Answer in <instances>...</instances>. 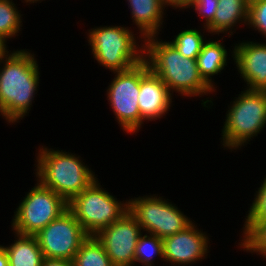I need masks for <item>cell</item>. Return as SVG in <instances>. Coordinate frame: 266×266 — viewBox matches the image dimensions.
I'll return each mask as SVG.
<instances>
[{
	"label": "cell",
	"mask_w": 266,
	"mask_h": 266,
	"mask_svg": "<svg viewBox=\"0 0 266 266\" xmlns=\"http://www.w3.org/2000/svg\"><path fill=\"white\" fill-rule=\"evenodd\" d=\"M256 193L245 221H266V177Z\"/></svg>",
	"instance_id": "cell-25"
},
{
	"label": "cell",
	"mask_w": 266,
	"mask_h": 266,
	"mask_svg": "<svg viewBox=\"0 0 266 266\" xmlns=\"http://www.w3.org/2000/svg\"><path fill=\"white\" fill-rule=\"evenodd\" d=\"M163 199L150 195L127 200L129 212L141 229L162 239L183 231L192 223L174 204Z\"/></svg>",
	"instance_id": "cell-9"
},
{
	"label": "cell",
	"mask_w": 266,
	"mask_h": 266,
	"mask_svg": "<svg viewBox=\"0 0 266 266\" xmlns=\"http://www.w3.org/2000/svg\"><path fill=\"white\" fill-rule=\"evenodd\" d=\"M194 1L195 0H165L166 6H171L173 9L179 8V10L190 8Z\"/></svg>",
	"instance_id": "cell-27"
},
{
	"label": "cell",
	"mask_w": 266,
	"mask_h": 266,
	"mask_svg": "<svg viewBox=\"0 0 266 266\" xmlns=\"http://www.w3.org/2000/svg\"><path fill=\"white\" fill-rule=\"evenodd\" d=\"M222 44L219 40H206L196 59L201 77L213 90L215 84L211 76L221 73L227 65L228 53Z\"/></svg>",
	"instance_id": "cell-18"
},
{
	"label": "cell",
	"mask_w": 266,
	"mask_h": 266,
	"mask_svg": "<svg viewBox=\"0 0 266 266\" xmlns=\"http://www.w3.org/2000/svg\"><path fill=\"white\" fill-rule=\"evenodd\" d=\"M209 239L206 233L201 232L192 222L183 231L163 239L164 261L171 266H186L206 258Z\"/></svg>",
	"instance_id": "cell-12"
},
{
	"label": "cell",
	"mask_w": 266,
	"mask_h": 266,
	"mask_svg": "<svg viewBox=\"0 0 266 266\" xmlns=\"http://www.w3.org/2000/svg\"><path fill=\"white\" fill-rule=\"evenodd\" d=\"M26 3H36V2H38V1H42V0H24Z\"/></svg>",
	"instance_id": "cell-31"
},
{
	"label": "cell",
	"mask_w": 266,
	"mask_h": 266,
	"mask_svg": "<svg viewBox=\"0 0 266 266\" xmlns=\"http://www.w3.org/2000/svg\"><path fill=\"white\" fill-rule=\"evenodd\" d=\"M131 10V19L140 30V36L158 35L159 28L163 25V11L166 6L165 0H127ZM130 3V4H129Z\"/></svg>",
	"instance_id": "cell-15"
},
{
	"label": "cell",
	"mask_w": 266,
	"mask_h": 266,
	"mask_svg": "<svg viewBox=\"0 0 266 266\" xmlns=\"http://www.w3.org/2000/svg\"><path fill=\"white\" fill-rule=\"evenodd\" d=\"M44 258L73 261L89 237L72 212L67 209L35 235Z\"/></svg>",
	"instance_id": "cell-10"
},
{
	"label": "cell",
	"mask_w": 266,
	"mask_h": 266,
	"mask_svg": "<svg viewBox=\"0 0 266 266\" xmlns=\"http://www.w3.org/2000/svg\"><path fill=\"white\" fill-rule=\"evenodd\" d=\"M42 266H74L73 261L65 259H49L44 258Z\"/></svg>",
	"instance_id": "cell-28"
},
{
	"label": "cell",
	"mask_w": 266,
	"mask_h": 266,
	"mask_svg": "<svg viewBox=\"0 0 266 266\" xmlns=\"http://www.w3.org/2000/svg\"><path fill=\"white\" fill-rule=\"evenodd\" d=\"M233 59L248 90L266 91V43L245 41L236 44Z\"/></svg>",
	"instance_id": "cell-13"
},
{
	"label": "cell",
	"mask_w": 266,
	"mask_h": 266,
	"mask_svg": "<svg viewBox=\"0 0 266 266\" xmlns=\"http://www.w3.org/2000/svg\"><path fill=\"white\" fill-rule=\"evenodd\" d=\"M248 17L249 0H218L213 22L205 30L211 34L219 35L228 32L229 35H232L234 31L231 30L238 23L248 24Z\"/></svg>",
	"instance_id": "cell-16"
},
{
	"label": "cell",
	"mask_w": 266,
	"mask_h": 266,
	"mask_svg": "<svg viewBox=\"0 0 266 266\" xmlns=\"http://www.w3.org/2000/svg\"><path fill=\"white\" fill-rule=\"evenodd\" d=\"M12 1L0 0V37L4 41L16 36L22 27V15Z\"/></svg>",
	"instance_id": "cell-22"
},
{
	"label": "cell",
	"mask_w": 266,
	"mask_h": 266,
	"mask_svg": "<svg viewBox=\"0 0 266 266\" xmlns=\"http://www.w3.org/2000/svg\"><path fill=\"white\" fill-rule=\"evenodd\" d=\"M23 198L12 219V230L23 235H36L68 209V202L38 180Z\"/></svg>",
	"instance_id": "cell-8"
},
{
	"label": "cell",
	"mask_w": 266,
	"mask_h": 266,
	"mask_svg": "<svg viewBox=\"0 0 266 266\" xmlns=\"http://www.w3.org/2000/svg\"><path fill=\"white\" fill-rule=\"evenodd\" d=\"M0 266H9L8 255L2 245H0Z\"/></svg>",
	"instance_id": "cell-29"
},
{
	"label": "cell",
	"mask_w": 266,
	"mask_h": 266,
	"mask_svg": "<svg viewBox=\"0 0 266 266\" xmlns=\"http://www.w3.org/2000/svg\"><path fill=\"white\" fill-rule=\"evenodd\" d=\"M1 63L0 113L8 123H15L31 109L40 72L34 54L24 49L8 52Z\"/></svg>",
	"instance_id": "cell-1"
},
{
	"label": "cell",
	"mask_w": 266,
	"mask_h": 266,
	"mask_svg": "<svg viewBox=\"0 0 266 266\" xmlns=\"http://www.w3.org/2000/svg\"><path fill=\"white\" fill-rule=\"evenodd\" d=\"M74 266H113L103 244L96 236H89L73 259Z\"/></svg>",
	"instance_id": "cell-19"
},
{
	"label": "cell",
	"mask_w": 266,
	"mask_h": 266,
	"mask_svg": "<svg viewBox=\"0 0 266 266\" xmlns=\"http://www.w3.org/2000/svg\"><path fill=\"white\" fill-rule=\"evenodd\" d=\"M240 247L266 258V221H245Z\"/></svg>",
	"instance_id": "cell-20"
},
{
	"label": "cell",
	"mask_w": 266,
	"mask_h": 266,
	"mask_svg": "<svg viewBox=\"0 0 266 266\" xmlns=\"http://www.w3.org/2000/svg\"><path fill=\"white\" fill-rule=\"evenodd\" d=\"M97 179L68 202V209L89 236H96L129 211V203L117 201Z\"/></svg>",
	"instance_id": "cell-6"
},
{
	"label": "cell",
	"mask_w": 266,
	"mask_h": 266,
	"mask_svg": "<svg viewBox=\"0 0 266 266\" xmlns=\"http://www.w3.org/2000/svg\"><path fill=\"white\" fill-rule=\"evenodd\" d=\"M159 256L164 261L163 239L149 233L138 237L134 255V266L136 262L143 266H153L154 257Z\"/></svg>",
	"instance_id": "cell-21"
},
{
	"label": "cell",
	"mask_w": 266,
	"mask_h": 266,
	"mask_svg": "<svg viewBox=\"0 0 266 266\" xmlns=\"http://www.w3.org/2000/svg\"><path fill=\"white\" fill-rule=\"evenodd\" d=\"M150 71L145 60L124 71L113 72L114 79L107 89V98L123 131L137 133L144 119L141 117L138 96L140 80Z\"/></svg>",
	"instance_id": "cell-7"
},
{
	"label": "cell",
	"mask_w": 266,
	"mask_h": 266,
	"mask_svg": "<svg viewBox=\"0 0 266 266\" xmlns=\"http://www.w3.org/2000/svg\"><path fill=\"white\" fill-rule=\"evenodd\" d=\"M172 96L166 84L149 71L140 80L138 106L141 117L146 121H155L163 117L171 107Z\"/></svg>",
	"instance_id": "cell-14"
},
{
	"label": "cell",
	"mask_w": 266,
	"mask_h": 266,
	"mask_svg": "<svg viewBox=\"0 0 266 266\" xmlns=\"http://www.w3.org/2000/svg\"><path fill=\"white\" fill-rule=\"evenodd\" d=\"M144 41V60L150 71L158 76L173 91L184 97L204 96L215 92L201 77L197 60L184 57L168 41L157 40L156 35Z\"/></svg>",
	"instance_id": "cell-2"
},
{
	"label": "cell",
	"mask_w": 266,
	"mask_h": 266,
	"mask_svg": "<svg viewBox=\"0 0 266 266\" xmlns=\"http://www.w3.org/2000/svg\"><path fill=\"white\" fill-rule=\"evenodd\" d=\"M217 5L218 0H195L190 7L205 19L204 28H207L213 22Z\"/></svg>",
	"instance_id": "cell-26"
},
{
	"label": "cell",
	"mask_w": 266,
	"mask_h": 266,
	"mask_svg": "<svg viewBox=\"0 0 266 266\" xmlns=\"http://www.w3.org/2000/svg\"><path fill=\"white\" fill-rule=\"evenodd\" d=\"M63 150L41 147L38 151L36 177L46 188H50L69 202L85 190L94 180L95 172L75 156Z\"/></svg>",
	"instance_id": "cell-3"
},
{
	"label": "cell",
	"mask_w": 266,
	"mask_h": 266,
	"mask_svg": "<svg viewBox=\"0 0 266 266\" xmlns=\"http://www.w3.org/2000/svg\"><path fill=\"white\" fill-rule=\"evenodd\" d=\"M202 33L197 29H185L178 33L170 43L184 57L197 59L203 44L206 42Z\"/></svg>",
	"instance_id": "cell-23"
},
{
	"label": "cell",
	"mask_w": 266,
	"mask_h": 266,
	"mask_svg": "<svg viewBox=\"0 0 266 266\" xmlns=\"http://www.w3.org/2000/svg\"><path fill=\"white\" fill-rule=\"evenodd\" d=\"M228 108L222 144L232 151L241 149L266 126V91H241Z\"/></svg>",
	"instance_id": "cell-4"
},
{
	"label": "cell",
	"mask_w": 266,
	"mask_h": 266,
	"mask_svg": "<svg viewBox=\"0 0 266 266\" xmlns=\"http://www.w3.org/2000/svg\"><path fill=\"white\" fill-rule=\"evenodd\" d=\"M14 243L2 246L8 255L9 266H42L44 255L35 235L16 233Z\"/></svg>",
	"instance_id": "cell-17"
},
{
	"label": "cell",
	"mask_w": 266,
	"mask_h": 266,
	"mask_svg": "<svg viewBox=\"0 0 266 266\" xmlns=\"http://www.w3.org/2000/svg\"><path fill=\"white\" fill-rule=\"evenodd\" d=\"M141 230L135 217L128 211L102 229L96 238L103 244L113 266H134L135 248Z\"/></svg>",
	"instance_id": "cell-11"
},
{
	"label": "cell",
	"mask_w": 266,
	"mask_h": 266,
	"mask_svg": "<svg viewBox=\"0 0 266 266\" xmlns=\"http://www.w3.org/2000/svg\"><path fill=\"white\" fill-rule=\"evenodd\" d=\"M248 25L266 38V0H249Z\"/></svg>",
	"instance_id": "cell-24"
},
{
	"label": "cell",
	"mask_w": 266,
	"mask_h": 266,
	"mask_svg": "<svg viewBox=\"0 0 266 266\" xmlns=\"http://www.w3.org/2000/svg\"><path fill=\"white\" fill-rule=\"evenodd\" d=\"M88 33L93 57L111 72L130 69L144 60V45L139 47L136 34L128 27L100 26Z\"/></svg>",
	"instance_id": "cell-5"
},
{
	"label": "cell",
	"mask_w": 266,
	"mask_h": 266,
	"mask_svg": "<svg viewBox=\"0 0 266 266\" xmlns=\"http://www.w3.org/2000/svg\"><path fill=\"white\" fill-rule=\"evenodd\" d=\"M6 42L0 37V61L9 52L7 50Z\"/></svg>",
	"instance_id": "cell-30"
}]
</instances>
